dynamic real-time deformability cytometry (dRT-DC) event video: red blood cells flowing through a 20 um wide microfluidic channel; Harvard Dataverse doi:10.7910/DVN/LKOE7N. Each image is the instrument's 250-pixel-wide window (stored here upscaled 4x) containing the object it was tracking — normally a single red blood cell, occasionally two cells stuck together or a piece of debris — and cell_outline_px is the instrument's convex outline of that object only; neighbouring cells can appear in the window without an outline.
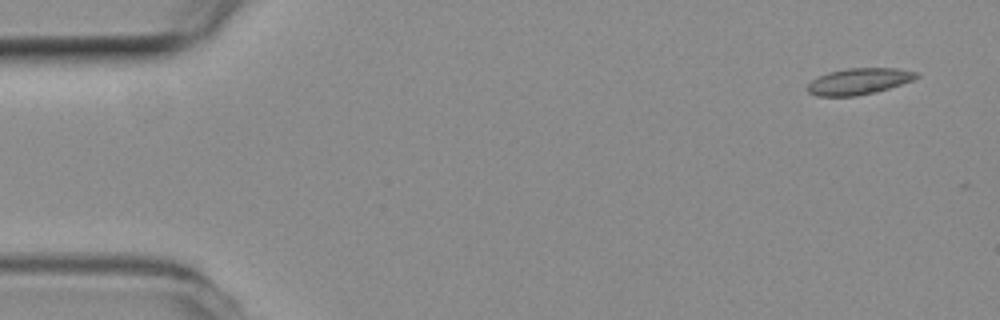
{"species": "common noctule bat (a hibernating species)", "species_latin": "Nyctalus noctula", "temperature_condition": "room temperature", "stored_images_in_passage": 4, "camera_frame_rate_fps": 3000, "um_per_image_px": 0.085, "animal": {"sex": "female", "body_mass_g": 19.3, "forearm_length_mm": 54.1}, "frame": {"image": 1, "passage_image": 1, "time_ms": 0.0, "image_size_px": [1000, 320], "cell_outline_px": [[920, 76], [912, 80], [876, 92], [856, 96], [816, 96], [808, 92], [808, 84], [812, 80], [828, 72], [848, 68], [900, 68], [920, 72]], "centroid_in_image_um": [73.04, 6.9], "position_along_channel_um": 12.0, "area_um2": 16.7}}